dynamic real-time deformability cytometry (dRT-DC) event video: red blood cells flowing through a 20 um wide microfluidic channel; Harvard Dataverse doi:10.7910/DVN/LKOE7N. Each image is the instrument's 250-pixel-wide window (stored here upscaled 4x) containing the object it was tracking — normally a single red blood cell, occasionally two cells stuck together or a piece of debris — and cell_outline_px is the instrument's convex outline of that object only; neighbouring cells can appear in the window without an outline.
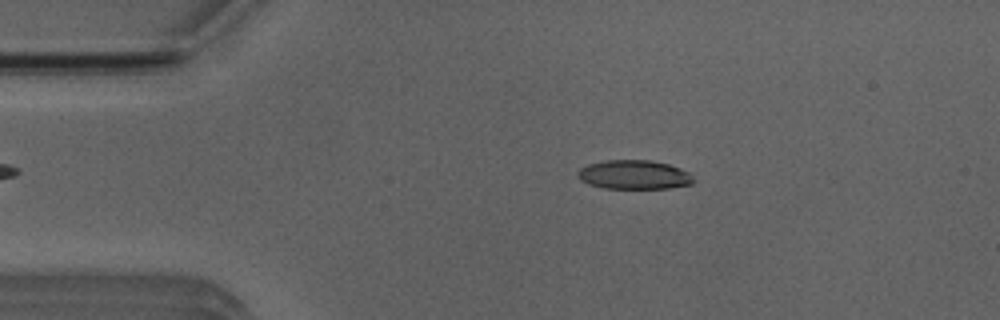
{"species": "Egyptian fruit bat (a non-hibernating species)", "species_latin": "Rousettus aegyptiacus", "temperature_condition": "room temperature", "stored_images_in_passage": 51, "camera_frame_rate_fps": 3000, "um_per_image_px": 0.085, "animal": {"sex": "male"}, "frame": {"image": 1, "passage_image": 10, "time_ms": 3.0, "image_size_px": [1000, 320], "cell_outline_px": [[696, 180], [692, 184], [668, 188], [604, 188], [588, 184], [580, 180], [576, 176], [576, 172], [580, 168], [588, 164], [604, 160], [648, 160], [668, 164], [680, 168], [688, 172]], "centroid_in_image_um": [53.87, 14.85], "position_along_channel_um": 31.1, "area_um2": 19.71}}
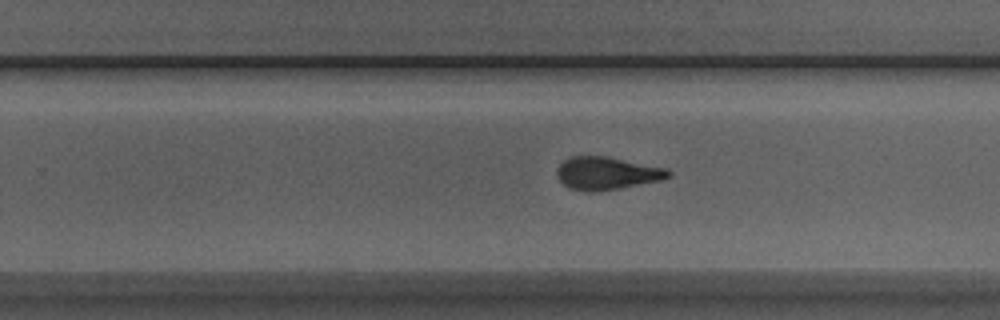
{"frame": {"image": 2, "passage_image": 32, "time_ms": 10.333, "image_size_px": [1000, 320], "cell_outline_px": [[672, 176], [660, 180], [620, 188], [596, 192], [588, 192], [568, 188], [556, 176], [556, 172], [560, 164], [568, 156], [608, 156], [668, 168], [672, 172]], "centroid_in_image_um": [51.59, 14.72], "position_along_channel_um": 278.2, "area_um2": 21.56}}
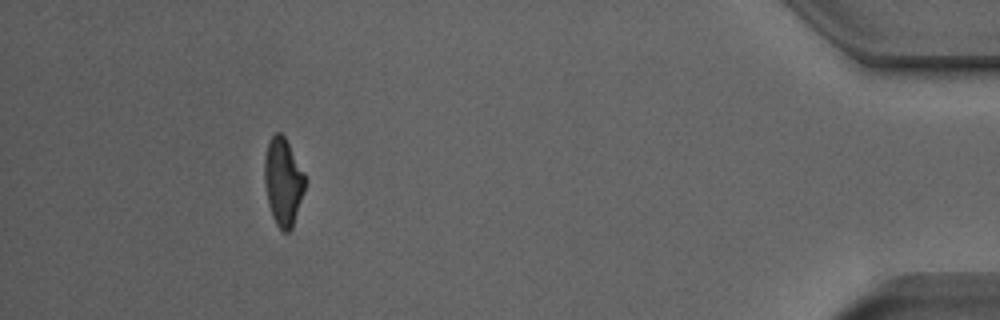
{"frame": {"image": 3, "passage_image": 47, "time_ms": 15.333, "image_size_px": [1000, 320], "cell_outline_px": [[308, 180], [292, 228], [288, 232], [284, 232], [276, 224], [272, 216], [268, 204], [264, 184], [264, 156], [268, 144], [272, 136], [276, 132], [280, 132], [284, 136], [304, 172]], "centroid_in_image_um": [24.07, 15.46], "position_along_channel_um": 411.1, "area_um2": 20.87}, "authors_computed_cell_mechanics": {"area_um2": 21.1548, "velocity_mm_per_s": 3.9817, "shape_relaxation_time_tau1_ms": 7.8544, "shape_relaxation_time_tau2_ms": 1.7738, "deformation_change_tau1": 0.2285, "deformation_change_tau2": 0.1071}}